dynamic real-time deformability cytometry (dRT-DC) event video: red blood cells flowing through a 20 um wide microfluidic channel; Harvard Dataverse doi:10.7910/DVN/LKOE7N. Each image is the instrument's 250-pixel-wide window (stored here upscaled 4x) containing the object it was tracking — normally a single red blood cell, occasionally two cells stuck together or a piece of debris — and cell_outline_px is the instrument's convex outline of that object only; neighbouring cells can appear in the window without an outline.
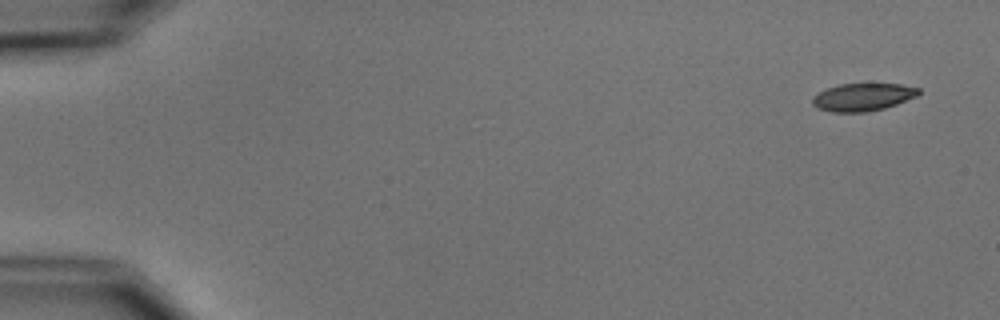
{"species": "common noctule bat (a hibernating species)", "species_latin": "Nyctalus noctula", "temperature_condition": "cold", "stored_images_in_passage": 4, "camera_frame_rate_fps": 3000, "um_per_image_px": 0.085, "animal": {"sex": "male", "body_mass_g": 15.6}, "frame": {"image": 1, "passage_image": 1, "time_ms": 0.0, "image_size_px": [1000, 320], "cell_outline_px": [[920, 92], [916, 96], [896, 104], [884, 108], [864, 112], [832, 112], [816, 108], [812, 104], [812, 96], [828, 88], [840, 84], [900, 84], [920, 88]], "centroid_in_image_um": [73.31, 8.25], "position_along_channel_um": 11.7, "area_um2": 16.99}}
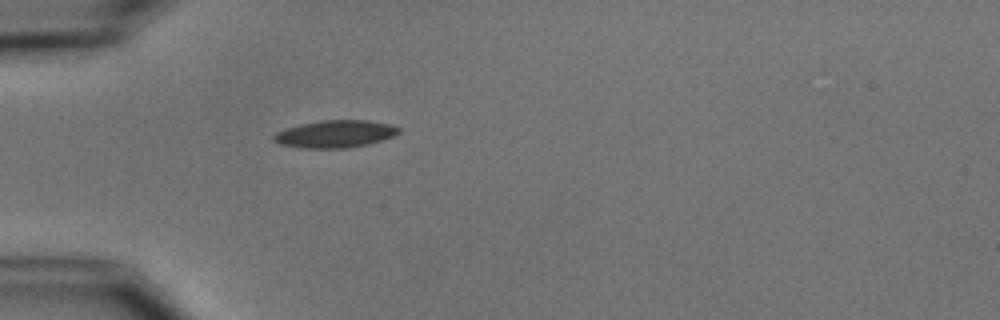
{"frame": {"image": 2, "passage_image": 4, "time_ms": 4.667, "image_size_px": [1000, 320], "cell_outline_px": [[400, 132], [396, 136], [368, 144], [348, 148], [300, 148], [280, 144], [272, 140], [272, 136], [276, 132], [284, 128], [300, 124], [324, 120], [368, 120], [388, 124], [400, 128]], "centroid_in_image_um": [28.47, 11.39], "position_along_channel_um": 56.5, "area_um2": 20.11}}